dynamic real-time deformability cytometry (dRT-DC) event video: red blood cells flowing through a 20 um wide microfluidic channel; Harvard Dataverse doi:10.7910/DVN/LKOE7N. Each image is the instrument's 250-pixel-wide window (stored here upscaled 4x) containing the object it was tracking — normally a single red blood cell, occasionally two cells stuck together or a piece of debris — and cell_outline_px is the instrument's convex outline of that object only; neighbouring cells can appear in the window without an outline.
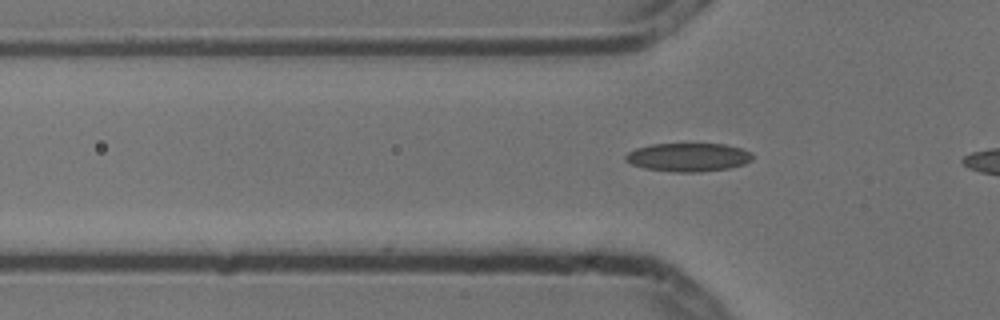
{"species": "common noctule bat (a hibernating species)", "species_latin": "Nyctalus noctula", "temperature_condition": "cold", "stored_images_in_passage": 2, "camera_frame_rate_fps": 3000, "um_per_image_px": 0.085, "animal": {"sex": "male", "body_mass_g": 13.3}, "frame": {"image": 1, "passage_image": 2, "time_ms": 0.333, "image_size_px": [1000, 320], "cell_outline_px": [[752, 160], [744, 164], [728, 168], [700, 172], [676, 172], [644, 168], [632, 164], [624, 160], [624, 156], [628, 152], [636, 148], [652, 144], [724, 144], [740, 148], [752, 152]], "centroid_in_image_um": [58.49, 13.36], "position_along_channel_um": 67.3, "area_um2": 21.04}}